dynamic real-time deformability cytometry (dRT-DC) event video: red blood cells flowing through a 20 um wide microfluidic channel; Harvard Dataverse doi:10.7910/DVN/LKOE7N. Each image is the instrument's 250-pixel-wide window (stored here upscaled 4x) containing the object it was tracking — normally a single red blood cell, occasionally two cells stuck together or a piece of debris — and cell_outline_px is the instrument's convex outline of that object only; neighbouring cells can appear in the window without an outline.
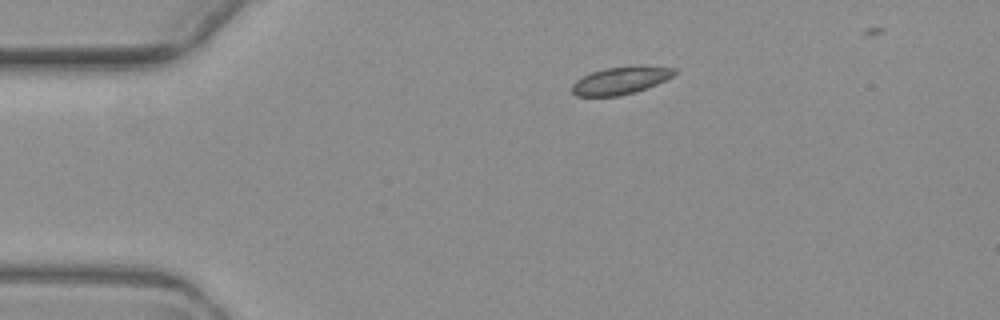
{"species": "common noctule bat (a hibernating species)", "species_latin": "Nyctalus noctula", "temperature_condition": "warm", "stored_images_in_passage": 2, "camera_frame_rate_fps": 3000, "um_per_image_px": 0.085, "animal": {"sex": "female", "body_mass_g": 19.3, "forearm_length_mm": 54.1}, "frame": {"image": 1, "passage_image": 1, "time_ms": 0.0, "image_size_px": [1000, 320], "cell_outline_px": [[676, 72], [672, 76], [656, 84], [636, 92], [620, 96], [576, 96], [572, 92], [572, 84], [576, 80], [592, 72], [604, 68], [632, 64], [640, 64], [676, 68]], "centroid_in_image_um": [52.77, 6.81], "position_along_channel_um": 32.2, "area_um2": 16.76}}